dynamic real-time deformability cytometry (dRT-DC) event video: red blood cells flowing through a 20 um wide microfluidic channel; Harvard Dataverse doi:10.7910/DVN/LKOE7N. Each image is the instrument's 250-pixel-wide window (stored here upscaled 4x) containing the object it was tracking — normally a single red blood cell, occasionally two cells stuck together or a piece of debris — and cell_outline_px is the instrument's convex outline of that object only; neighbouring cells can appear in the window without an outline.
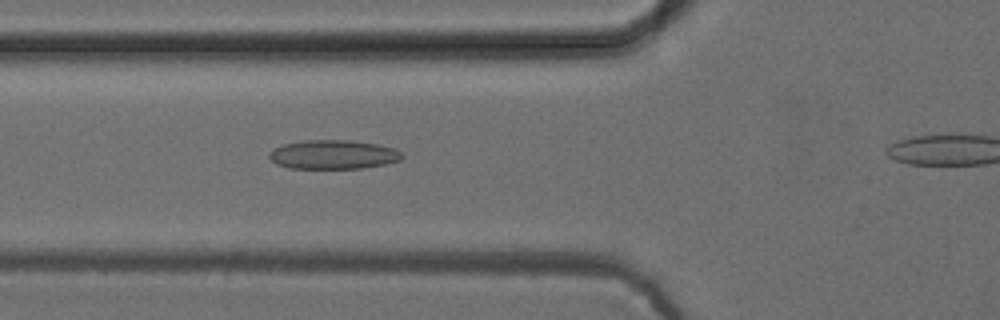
{"species": "common noctule bat (a hibernating species)", "species_latin": "Nyctalus noctula", "temperature_condition": "cold", "stored_images_in_passage": 44, "camera_frame_rate_fps": 3000, "um_per_image_px": 0.085, "animal": {"sex": "female", "body_mass_g": 24.6, "forearm_length_mm": 56.2}, "frame": {"image": 1, "passage_image": 18, "time_ms": 5.667, "image_size_px": [1000, 320], "cell_outline_px": [[404, 156], [400, 160], [384, 164], [364, 168], [288, 168], [276, 164], [268, 156], [268, 152], [284, 144], [304, 140], [352, 140], [376, 144], [396, 148]], "centroid_in_image_um": [28.33, 13.13], "position_along_channel_um": 97.5, "area_um2": 22.48}}
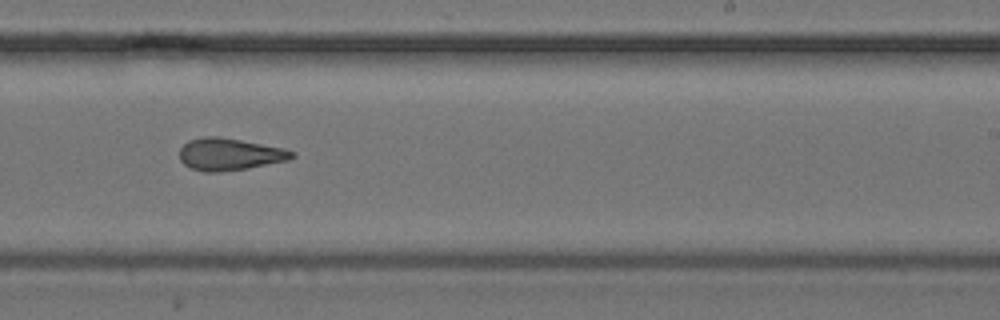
{"frame": {"image": 2, "passage_image": 31, "time_ms": 10.0, "image_size_px": [1000, 320], "cell_outline_px": [[296, 156], [288, 160], [248, 168], [220, 172], [204, 172], [192, 168], [184, 164], [180, 160], [180, 148], [188, 140], [204, 136], [220, 136], [284, 148], [296, 152]], "centroid_in_image_um": [19.52, 13.1], "position_along_channel_um": 269.5, "area_um2": 21.15}}
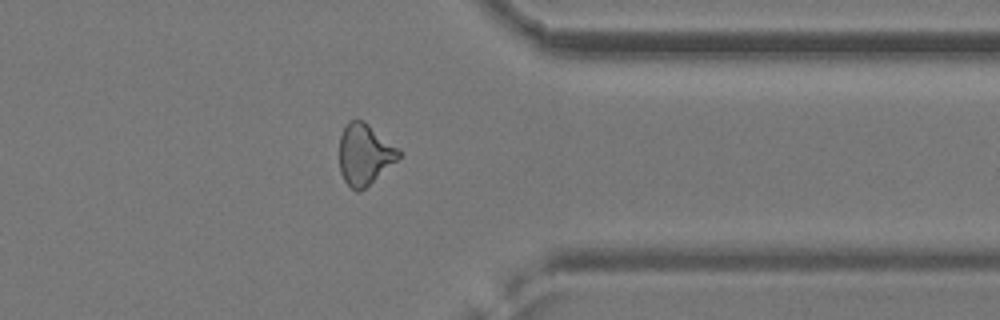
{"frame": {"image": 3, "passage_image": 40, "time_ms": 13.0, "image_size_px": [1000, 320], "cell_outline_px": [[400, 156], [396, 160], [360, 192], [356, 192], [344, 180], [340, 172], [340, 136], [348, 120], [364, 120], [400, 148]], "centroid_in_image_um": [30.99, 13.09], "position_along_channel_um": 380.4, "area_um2": 20.98}, "authors_computed_cell_mechanics": {"area_um2": 21.386, "velocity_mm_per_s": 3.9629, "shape_relaxation_time_tau1_ms": null, "shape_relaxation_time_tau2_ms": 2.9021, "deformation_change_tau1": null, "deformation_change_tau2": 0.1056}}